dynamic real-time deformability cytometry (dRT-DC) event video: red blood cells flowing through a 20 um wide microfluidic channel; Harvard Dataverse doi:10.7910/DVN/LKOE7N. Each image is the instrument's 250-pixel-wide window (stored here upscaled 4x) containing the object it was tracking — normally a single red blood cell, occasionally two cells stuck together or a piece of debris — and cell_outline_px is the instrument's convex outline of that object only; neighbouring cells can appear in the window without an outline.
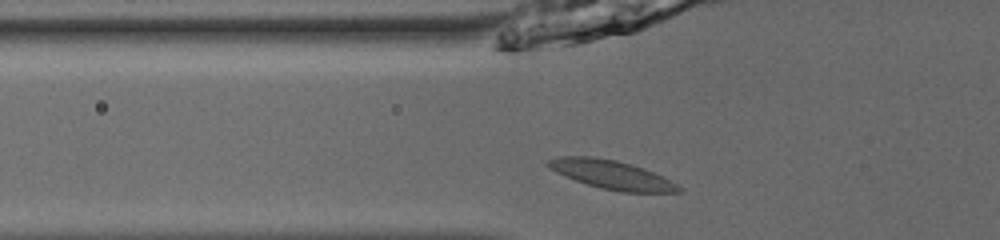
{"species": "common noctule bat (a hibernating species)", "species_latin": "Nyctalus noctula", "temperature_condition": "room temperature", "stored_images_in_passage": 35, "camera_frame_rate_fps": 3000, "um_per_image_px": 0.085, "animal": {"sex": "male", "body_mass_g": 13.0, "forearm_length_mm": 53.1}, "frame": {"image": 1, "passage_image": 2, "time_ms": 0.333, "image_size_px": [1000, 240], "cell_outline_px": [[684, 192], [620, 192], [600, 188], [576, 180], [556, 172], [548, 168], [544, 164], [548, 160], [560, 156], [592, 156], [616, 160], [632, 164], [644, 168], [684, 188]], "centroid_in_image_um": [51.97, 14.84], "position_along_channel_um": 73.8, "area_um2": 21.79}}
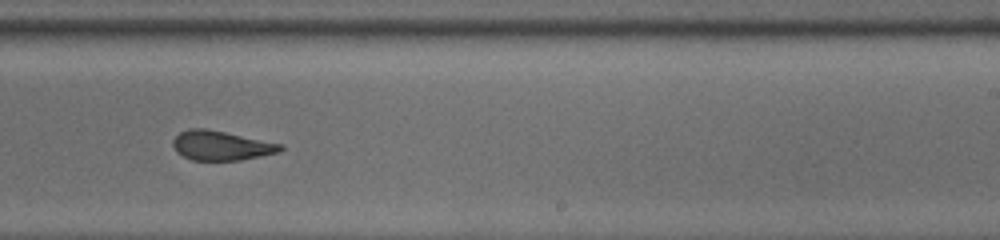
{"frame": {"image": 2, "passage_image": 17, "time_ms": 5.333, "image_size_px": [1000, 240], "cell_outline_px": [[284, 148], [280, 152], [240, 160], [192, 160], [176, 152], [172, 144], [172, 140], [180, 132], [188, 128], [204, 128], [284, 144]], "centroid_in_image_um": [18.8, 12.37], "position_along_channel_um": 270.2, "area_um2": 18.44}}
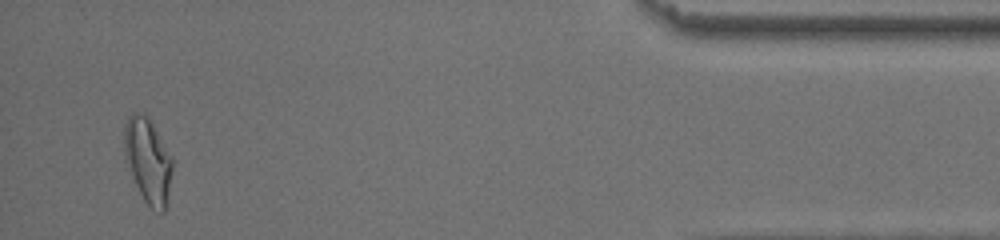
{"frame": {"image": 3, "passage_image": 33, "time_ms": 10.667, "image_size_px": [1000, 240], "cell_outline_px": [[172, 168], [168, 192], [164, 212], [160, 212], [152, 208], [144, 200], [132, 176], [124, 156], [124, 124], [128, 116], [132, 112], [144, 112], [148, 116], [172, 156]], "centroid_in_image_um": [12.55, 13.57], "position_along_channel_um": 422.6, "area_um2": 23.64}, "authors_computed_cell_mechanics": {"area_um2": 19.5364, "velocity_mm_per_s": 3.9217, "shape_relaxation_time_tau1_ms": null, "shape_relaxation_time_tau2_ms": 2.1647, "deformation_change_tau1": null, "deformation_change_tau2": 0.0389}}